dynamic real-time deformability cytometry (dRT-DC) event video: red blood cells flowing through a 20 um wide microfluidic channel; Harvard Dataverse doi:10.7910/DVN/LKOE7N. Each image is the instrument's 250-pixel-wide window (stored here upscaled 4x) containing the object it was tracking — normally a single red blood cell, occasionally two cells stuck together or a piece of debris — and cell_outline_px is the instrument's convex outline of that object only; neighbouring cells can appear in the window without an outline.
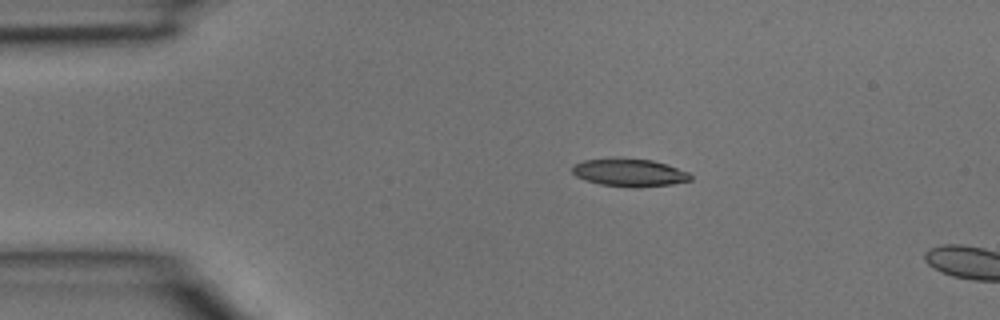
{"species": "common noctule bat (a hibernating species)", "species_latin": "Nyctalus noctula", "temperature_condition": "room temperature", "stored_images_in_passage": 3, "camera_frame_rate_fps": 3000, "um_per_image_px": 0.085, "animal": {"sex": "male", "body_mass_g": 15.6}, "frame": {"image": 1, "passage_image": 2, "time_ms": 0.333, "image_size_px": [1000, 320], "cell_outline_px": [[692, 180], [672, 184], [636, 188], [600, 184], [584, 180], [576, 176], [572, 172], [572, 164], [584, 160], [612, 156], [652, 160], [688, 172], [692, 176]], "centroid_in_image_um": [53.44, 14.65], "position_along_channel_um": 31.6, "area_um2": 19.54}}